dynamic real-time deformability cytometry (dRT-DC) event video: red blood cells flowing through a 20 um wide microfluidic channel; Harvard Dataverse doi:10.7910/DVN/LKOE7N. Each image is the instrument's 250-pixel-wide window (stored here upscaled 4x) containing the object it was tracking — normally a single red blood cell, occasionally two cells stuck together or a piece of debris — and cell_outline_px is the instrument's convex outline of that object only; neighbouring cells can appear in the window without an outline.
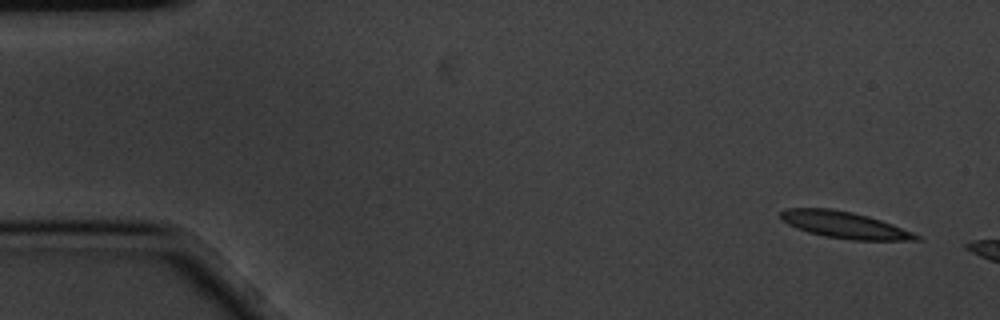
{"species": "common noctule bat (a hibernating species)", "species_latin": "Nyctalus noctula", "temperature_condition": "cold", "stored_images_in_passage": 3, "camera_frame_rate_fps": 3000, "um_per_image_px": 0.085, "animal": {"sex": "male", "body_mass_g": 20.1, "forearm_length_mm": 53.5}, "frame": {"image": 1, "passage_image": 1, "time_ms": 0.0, "image_size_px": [1000, 320], "cell_outline_px": [[924, 240], [852, 240], [824, 236], [808, 232], [796, 228], [780, 220], [780, 212], [788, 208], [832, 208], [852, 212], [868, 216], [892, 224], [912, 232], [920, 236]], "centroid_in_image_um": [71.76, 19.12], "position_along_channel_um": 13.2, "area_um2": 21.04}}